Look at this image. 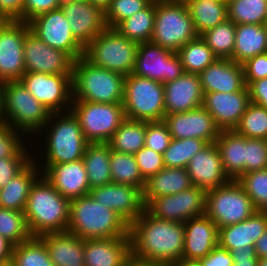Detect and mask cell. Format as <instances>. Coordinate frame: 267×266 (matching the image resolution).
<instances>
[{
  "instance_id": "60d3db41",
  "label": "cell",
  "mask_w": 267,
  "mask_h": 266,
  "mask_svg": "<svg viewBox=\"0 0 267 266\" xmlns=\"http://www.w3.org/2000/svg\"><path fill=\"white\" fill-rule=\"evenodd\" d=\"M236 25L226 19L200 37L211 48L218 59H231L235 43Z\"/></svg>"
},
{
  "instance_id": "34e18365",
  "label": "cell",
  "mask_w": 267,
  "mask_h": 266,
  "mask_svg": "<svg viewBox=\"0 0 267 266\" xmlns=\"http://www.w3.org/2000/svg\"><path fill=\"white\" fill-rule=\"evenodd\" d=\"M69 1H88V0H69Z\"/></svg>"
},
{
  "instance_id": "7402d4cb",
  "label": "cell",
  "mask_w": 267,
  "mask_h": 266,
  "mask_svg": "<svg viewBox=\"0 0 267 266\" xmlns=\"http://www.w3.org/2000/svg\"><path fill=\"white\" fill-rule=\"evenodd\" d=\"M186 170L192 184L205 192L225 185L230 178L224 172L221 154L215 142L208 143L188 163Z\"/></svg>"
},
{
  "instance_id": "30bf717a",
  "label": "cell",
  "mask_w": 267,
  "mask_h": 266,
  "mask_svg": "<svg viewBox=\"0 0 267 266\" xmlns=\"http://www.w3.org/2000/svg\"><path fill=\"white\" fill-rule=\"evenodd\" d=\"M70 107L89 143H108L114 132L126 119L123 103L73 100Z\"/></svg>"
},
{
  "instance_id": "4dcf8cb0",
  "label": "cell",
  "mask_w": 267,
  "mask_h": 266,
  "mask_svg": "<svg viewBox=\"0 0 267 266\" xmlns=\"http://www.w3.org/2000/svg\"><path fill=\"white\" fill-rule=\"evenodd\" d=\"M35 158L4 188L0 189V207L24 212L30 189L39 177L38 175L42 174L40 172L41 165L37 163L38 160Z\"/></svg>"
},
{
  "instance_id": "9a60e30c",
  "label": "cell",
  "mask_w": 267,
  "mask_h": 266,
  "mask_svg": "<svg viewBox=\"0 0 267 266\" xmlns=\"http://www.w3.org/2000/svg\"><path fill=\"white\" fill-rule=\"evenodd\" d=\"M206 192L191 186L177 194L154 198L145 209L154 217L181 222L205 214Z\"/></svg>"
},
{
  "instance_id": "2e32d148",
  "label": "cell",
  "mask_w": 267,
  "mask_h": 266,
  "mask_svg": "<svg viewBox=\"0 0 267 266\" xmlns=\"http://www.w3.org/2000/svg\"><path fill=\"white\" fill-rule=\"evenodd\" d=\"M30 31L50 47L66 52L74 61L84 56L61 8L40 14L28 22Z\"/></svg>"
},
{
  "instance_id": "f5cc1de1",
  "label": "cell",
  "mask_w": 267,
  "mask_h": 266,
  "mask_svg": "<svg viewBox=\"0 0 267 266\" xmlns=\"http://www.w3.org/2000/svg\"><path fill=\"white\" fill-rule=\"evenodd\" d=\"M19 135V131L7 124H0V158L12 157L24 146Z\"/></svg>"
},
{
  "instance_id": "db71d44e",
  "label": "cell",
  "mask_w": 267,
  "mask_h": 266,
  "mask_svg": "<svg viewBox=\"0 0 267 266\" xmlns=\"http://www.w3.org/2000/svg\"><path fill=\"white\" fill-rule=\"evenodd\" d=\"M244 80L248 87L253 81L267 77V52L258 54L242 63Z\"/></svg>"
},
{
  "instance_id": "7bdbcfd3",
  "label": "cell",
  "mask_w": 267,
  "mask_h": 266,
  "mask_svg": "<svg viewBox=\"0 0 267 266\" xmlns=\"http://www.w3.org/2000/svg\"><path fill=\"white\" fill-rule=\"evenodd\" d=\"M208 143L197 138L173 139L163 153L165 167L186 168L191 158Z\"/></svg>"
},
{
  "instance_id": "7a4b0ae2",
  "label": "cell",
  "mask_w": 267,
  "mask_h": 266,
  "mask_svg": "<svg viewBox=\"0 0 267 266\" xmlns=\"http://www.w3.org/2000/svg\"><path fill=\"white\" fill-rule=\"evenodd\" d=\"M69 211L70 200L64 198L43 174L39 175L30 189L24 210L32 236L67 231Z\"/></svg>"
},
{
  "instance_id": "ac0fdd59",
  "label": "cell",
  "mask_w": 267,
  "mask_h": 266,
  "mask_svg": "<svg viewBox=\"0 0 267 266\" xmlns=\"http://www.w3.org/2000/svg\"><path fill=\"white\" fill-rule=\"evenodd\" d=\"M89 194L98 203L114 210L129 225L145 210L143 190L131 185L112 182L90 189Z\"/></svg>"
},
{
  "instance_id": "4fadbf2b",
  "label": "cell",
  "mask_w": 267,
  "mask_h": 266,
  "mask_svg": "<svg viewBox=\"0 0 267 266\" xmlns=\"http://www.w3.org/2000/svg\"><path fill=\"white\" fill-rule=\"evenodd\" d=\"M184 73L185 70L177 52L152 42L139 43L133 75L166 84Z\"/></svg>"
},
{
  "instance_id": "7dc6e473",
  "label": "cell",
  "mask_w": 267,
  "mask_h": 266,
  "mask_svg": "<svg viewBox=\"0 0 267 266\" xmlns=\"http://www.w3.org/2000/svg\"><path fill=\"white\" fill-rule=\"evenodd\" d=\"M152 0H112L104 12L105 24L115 28L121 21L145 9Z\"/></svg>"
},
{
  "instance_id": "d4e9b609",
  "label": "cell",
  "mask_w": 267,
  "mask_h": 266,
  "mask_svg": "<svg viewBox=\"0 0 267 266\" xmlns=\"http://www.w3.org/2000/svg\"><path fill=\"white\" fill-rule=\"evenodd\" d=\"M184 228V260L199 261L218 245V226L206 214L185 221Z\"/></svg>"
},
{
  "instance_id": "9f6ffc18",
  "label": "cell",
  "mask_w": 267,
  "mask_h": 266,
  "mask_svg": "<svg viewBox=\"0 0 267 266\" xmlns=\"http://www.w3.org/2000/svg\"><path fill=\"white\" fill-rule=\"evenodd\" d=\"M198 262L200 266H234L231 252L219 244Z\"/></svg>"
},
{
  "instance_id": "d590c367",
  "label": "cell",
  "mask_w": 267,
  "mask_h": 266,
  "mask_svg": "<svg viewBox=\"0 0 267 266\" xmlns=\"http://www.w3.org/2000/svg\"><path fill=\"white\" fill-rule=\"evenodd\" d=\"M156 14V1H152L145 9L121 21L115 29L124 37L137 43L150 42Z\"/></svg>"
},
{
  "instance_id": "3957f363",
  "label": "cell",
  "mask_w": 267,
  "mask_h": 266,
  "mask_svg": "<svg viewBox=\"0 0 267 266\" xmlns=\"http://www.w3.org/2000/svg\"><path fill=\"white\" fill-rule=\"evenodd\" d=\"M129 224L114 210L95 201L90 194L70 201L68 232L86 239L129 235Z\"/></svg>"
},
{
  "instance_id": "7c38bea8",
  "label": "cell",
  "mask_w": 267,
  "mask_h": 266,
  "mask_svg": "<svg viewBox=\"0 0 267 266\" xmlns=\"http://www.w3.org/2000/svg\"><path fill=\"white\" fill-rule=\"evenodd\" d=\"M19 81L51 113L70 110L73 101L72 74L25 72Z\"/></svg>"
},
{
  "instance_id": "003e7915",
  "label": "cell",
  "mask_w": 267,
  "mask_h": 266,
  "mask_svg": "<svg viewBox=\"0 0 267 266\" xmlns=\"http://www.w3.org/2000/svg\"><path fill=\"white\" fill-rule=\"evenodd\" d=\"M137 266H169V264L163 262L137 260Z\"/></svg>"
},
{
  "instance_id": "836d02e7",
  "label": "cell",
  "mask_w": 267,
  "mask_h": 266,
  "mask_svg": "<svg viewBox=\"0 0 267 266\" xmlns=\"http://www.w3.org/2000/svg\"><path fill=\"white\" fill-rule=\"evenodd\" d=\"M111 147L108 143H89L83 161L90 189L112 183L110 170Z\"/></svg>"
},
{
  "instance_id": "f6af8a7d",
  "label": "cell",
  "mask_w": 267,
  "mask_h": 266,
  "mask_svg": "<svg viewBox=\"0 0 267 266\" xmlns=\"http://www.w3.org/2000/svg\"><path fill=\"white\" fill-rule=\"evenodd\" d=\"M235 130L246 138L267 140V109L251 102Z\"/></svg>"
},
{
  "instance_id": "5bb4252c",
  "label": "cell",
  "mask_w": 267,
  "mask_h": 266,
  "mask_svg": "<svg viewBox=\"0 0 267 266\" xmlns=\"http://www.w3.org/2000/svg\"><path fill=\"white\" fill-rule=\"evenodd\" d=\"M29 24L19 20H4L0 24V83L19 81L25 73L24 38Z\"/></svg>"
},
{
  "instance_id": "8d00e7d4",
  "label": "cell",
  "mask_w": 267,
  "mask_h": 266,
  "mask_svg": "<svg viewBox=\"0 0 267 266\" xmlns=\"http://www.w3.org/2000/svg\"><path fill=\"white\" fill-rule=\"evenodd\" d=\"M146 121L125 119L108 141L112 150L135 155L145 146Z\"/></svg>"
},
{
  "instance_id": "681fc988",
  "label": "cell",
  "mask_w": 267,
  "mask_h": 266,
  "mask_svg": "<svg viewBox=\"0 0 267 266\" xmlns=\"http://www.w3.org/2000/svg\"><path fill=\"white\" fill-rule=\"evenodd\" d=\"M24 146L12 157L0 158V189L20 173L32 160L30 154Z\"/></svg>"
},
{
  "instance_id": "be15d7a7",
  "label": "cell",
  "mask_w": 267,
  "mask_h": 266,
  "mask_svg": "<svg viewBox=\"0 0 267 266\" xmlns=\"http://www.w3.org/2000/svg\"><path fill=\"white\" fill-rule=\"evenodd\" d=\"M4 92L3 83H0V124H4Z\"/></svg>"
},
{
  "instance_id": "4316f807",
  "label": "cell",
  "mask_w": 267,
  "mask_h": 266,
  "mask_svg": "<svg viewBox=\"0 0 267 266\" xmlns=\"http://www.w3.org/2000/svg\"><path fill=\"white\" fill-rule=\"evenodd\" d=\"M203 93L235 92L247 88L242 64L231 59H217L200 74Z\"/></svg>"
},
{
  "instance_id": "e575fe53",
  "label": "cell",
  "mask_w": 267,
  "mask_h": 266,
  "mask_svg": "<svg viewBox=\"0 0 267 266\" xmlns=\"http://www.w3.org/2000/svg\"><path fill=\"white\" fill-rule=\"evenodd\" d=\"M186 5L198 36L227 19L224 0H190Z\"/></svg>"
},
{
  "instance_id": "5b68a950",
  "label": "cell",
  "mask_w": 267,
  "mask_h": 266,
  "mask_svg": "<svg viewBox=\"0 0 267 266\" xmlns=\"http://www.w3.org/2000/svg\"><path fill=\"white\" fill-rule=\"evenodd\" d=\"M44 130L47 132L45 133L47 145L45 144L44 159H46L43 162L45 163L43 171L52 164L68 163L83 158L89 142L85 139L79 121L71 110L51 113L40 132Z\"/></svg>"
},
{
  "instance_id": "e7e4bbea",
  "label": "cell",
  "mask_w": 267,
  "mask_h": 266,
  "mask_svg": "<svg viewBox=\"0 0 267 266\" xmlns=\"http://www.w3.org/2000/svg\"><path fill=\"white\" fill-rule=\"evenodd\" d=\"M90 1L93 5L99 7L103 12L109 7L110 2L112 0H88Z\"/></svg>"
},
{
  "instance_id": "816d5d0a",
  "label": "cell",
  "mask_w": 267,
  "mask_h": 266,
  "mask_svg": "<svg viewBox=\"0 0 267 266\" xmlns=\"http://www.w3.org/2000/svg\"><path fill=\"white\" fill-rule=\"evenodd\" d=\"M134 157L140 173L145 180L160 172L165 167L163 154L157 153L146 146L140 149Z\"/></svg>"
},
{
  "instance_id": "ab89813d",
  "label": "cell",
  "mask_w": 267,
  "mask_h": 266,
  "mask_svg": "<svg viewBox=\"0 0 267 266\" xmlns=\"http://www.w3.org/2000/svg\"><path fill=\"white\" fill-rule=\"evenodd\" d=\"M267 17V0H229L227 19L235 25H263Z\"/></svg>"
},
{
  "instance_id": "c3c4849f",
  "label": "cell",
  "mask_w": 267,
  "mask_h": 266,
  "mask_svg": "<svg viewBox=\"0 0 267 266\" xmlns=\"http://www.w3.org/2000/svg\"><path fill=\"white\" fill-rule=\"evenodd\" d=\"M267 169V140L245 137V173Z\"/></svg>"
},
{
  "instance_id": "bcb514c9",
  "label": "cell",
  "mask_w": 267,
  "mask_h": 266,
  "mask_svg": "<svg viewBox=\"0 0 267 266\" xmlns=\"http://www.w3.org/2000/svg\"><path fill=\"white\" fill-rule=\"evenodd\" d=\"M237 182L251 198L257 210L267 211V169L245 173Z\"/></svg>"
},
{
  "instance_id": "484cf974",
  "label": "cell",
  "mask_w": 267,
  "mask_h": 266,
  "mask_svg": "<svg viewBox=\"0 0 267 266\" xmlns=\"http://www.w3.org/2000/svg\"><path fill=\"white\" fill-rule=\"evenodd\" d=\"M130 259V235L84 240L85 266H126Z\"/></svg>"
},
{
  "instance_id": "680465c9",
  "label": "cell",
  "mask_w": 267,
  "mask_h": 266,
  "mask_svg": "<svg viewBox=\"0 0 267 266\" xmlns=\"http://www.w3.org/2000/svg\"><path fill=\"white\" fill-rule=\"evenodd\" d=\"M234 266H258V257L254 246H246L242 249L231 251Z\"/></svg>"
},
{
  "instance_id": "03108f58",
  "label": "cell",
  "mask_w": 267,
  "mask_h": 266,
  "mask_svg": "<svg viewBox=\"0 0 267 266\" xmlns=\"http://www.w3.org/2000/svg\"><path fill=\"white\" fill-rule=\"evenodd\" d=\"M169 266H200V264L198 261H187V260L181 259L179 261L169 264Z\"/></svg>"
},
{
  "instance_id": "ee69618b",
  "label": "cell",
  "mask_w": 267,
  "mask_h": 266,
  "mask_svg": "<svg viewBox=\"0 0 267 266\" xmlns=\"http://www.w3.org/2000/svg\"><path fill=\"white\" fill-rule=\"evenodd\" d=\"M0 235L14 246L32 238L24 212L0 207Z\"/></svg>"
},
{
  "instance_id": "8992f818",
  "label": "cell",
  "mask_w": 267,
  "mask_h": 266,
  "mask_svg": "<svg viewBox=\"0 0 267 266\" xmlns=\"http://www.w3.org/2000/svg\"><path fill=\"white\" fill-rule=\"evenodd\" d=\"M3 92L4 124L25 135L40 133L49 120L50 110L37 101L20 81L4 82Z\"/></svg>"
},
{
  "instance_id": "a7ac6f4b",
  "label": "cell",
  "mask_w": 267,
  "mask_h": 266,
  "mask_svg": "<svg viewBox=\"0 0 267 266\" xmlns=\"http://www.w3.org/2000/svg\"><path fill=\"white\" fill-rule=\"evenodd\" d=\"M258 266H267V257L258 258Z\"/></svg>"
},
{
  "instance_id": "94428289",
  "label": "cell",
  "mask_w": 267,
  "mask_h": 266,
  "mask_svg": "<svg viewBox=\"0 0 267 266\" xmlns=\"http://www.w3.org/2000/svg\"><path fill=\"white\" fill-rule=\"evenodd\" d=\"M14 245L0 235V264L7 263L12 260Z\"/></svg>"
},
{
  "instance_id": "91938a15",
  "label": "cell",
  "mask_w": 267,
  "mask_h": 266,
  "mask_svg": "<svg viewBox=\"0 0 267 266\" xmlns=\"http://www.w3.org/2000/svg\"><path fill=\"white\" fill-rule=\"evenodd\" d=\"M248 89L250 101L267 109V77L253 81Z\"/></svg>"
},
{
  "instance_id": "753ad0ef",
  "label": "cell",
  "mask_w": 267,
  "mask_h": 266,
  "mask_svg": "<svg viewBox=\"0 0 267 266\" xmlns=\"http://www.w3.org/2000/svg\"><path fill=\"white\" fill-rule=\"evenodd\" d=\"M263 26H264V28H265V30H266V32H267V17H266V19H265V21H264Z\"/></svg>"
},
{
  "instance_id": "ffe728a7",
  "label": "cell",
  "mask_w": 267,
  "mask_h": 266,
  "mask_svg": "<svg viewBox=\"0 0 267 266\" xmlns=\"http://www.w3.org/2000/svg\"><path fill=\"white\" fill-rule=\"evenodd\" d=\"M60 8L73 37L83 48L107 27L104 12L90 1L63 0Z\"/></svg>"
},
{
  "instance_id": "8c879c8a",
  "label": "cell",
  "mask_w": 267,
  "mask_h": 266,
  "mask_svg": "<svg viewBox=\"0 0 267 266\" xmlns=\"http://www.w3.org/2000/svg\"><path fill=\"white\" fill-rule=\"evenodd\" d=\"M0 266H15L12 261H9L7 263L0 264Z\"/></svg>"
},
{
  "instance_id": "f907efd6",
  "label": "cell",
  "mask_w": 267,
  "mask_h": 266,
  "mask_svg": "<svg viewBox=\"0 0 267 266\" xmlns=\"http://www.w3.org/2000/svg\"><path fill=\"white\" fill-rule=\"evenodd\" d=\"M172 140L164 121H146L145 146L163 154Z\"/></svg>"
},
{
  "instance_id": "f35d334b",
  "label": "cell",
  "mask_w": 267,
  "mask_h": 266,
  "mask_svg": "<svg viewBox=\"0 0 267 266\" xmlns=\"http://www.w3.org/2000/svg\"><path fill=\"white\" fill-rule=\"evenodd\" d=\"M185 73L200 74L218 58L200 36L189 41L178 51Z\"/></svg>"
},
{
  "instance_id": "11e5206c",
  "label": "cell",
  "mask_w": 267,
  "mask_h": 266,
  "mask_svg": "<svg viewBox=\"0 0 267 266\" xmlns=\"http://www.w3.org/2000/svg\"><path fill=\"white\" fill-rule=\"evenodd\" d=\"M4 20L0 17V24L3 22Z\"/></svg>"
},
{
  "instance_id": "74e56055",
  "label": "cell",
  "mask_w": 267,
  "mask_h": 266,
  "mask_svg": "<svg viewBox=\"0 0 267 266\" xmlns=\"http://www.w3.org/2000/svg\"><path fill=\"white\" fill-rule=\"evenodd\" d=\"M110 170L113 183L131 185L142 190L144 189L146 180L140 173L134 155L111 149Z\"/></svg>"
},
{
  "instance_id": "6da1fadb",
  "label": "cell",
  "mask_w": 267,
  "mask_h": 266,
  "mask_svg": "<svg viewBox=\"0 0 267 266\" xmlns=\"http://www.w3.org/2000/svg\"><path fill=\"white\" fill-rule=\"evenodd\" d=\"M131 257L171 264L183 259L184 223L159 219L146 209L129 226Z\"/></svg>"
},
{
  "instance_id": "8fae6325",
  "label": "cell",
  "mask_w": 267,
  "mask_h": 266,
  "mask_svg": "<svg viewBox=\"0 0 267 266\" xmlns=\"http://www.w3.org/2000/svg\"><path fill=\"white\" fill-rule=\"evenodd\" d=\"M255 208L237 180L206 192L205 214L218 226L234 225L253 215Z\"/></svg>"
},
{
  "instance_id": "d6986e66",
  "label": "cell",
  "mask_w": 267,
  "mask_h": 266,
  "mask_svg": "<svg viewBox=\"0 0 267 266\" xmlns=\"http://www.w3.org/2000/svg\"><path fill=\"white\" fill-rule=\"evenodd\" d=\"M203 94L202 106L213 117L220 131L235 130L251 103L248 87L245 90L229 93L207 92Z\"/></svg>"
},
{
  "instance_id": "44dd1931",
  "label": "cell",
  "mask_w": 267,
  "mask_h": 266,
  "mask_svg": "<svg viewBox=\"0 0 267 266\" xmlns=\"http://www.w3.org/2000/svg\"><path fill=\"white\" fill-rule=\"evenodd\" d=\"M163 121L173 139L197 138L212 143L220 133L213 117L203 106L187 112L165 115Z\"/></svg>"
},
{
  "instance_id": "9c48e42d",
  "label": "cell",
  "mask_w": 267,
  "mask_h": 266,
  "mask_svg": "<svg viewBox=\"0 0 267 266\" xmlns=\"http://www.w3.org/2000/svg\"><path fill=\"white\" fill-rule=\"evenodd\" d=\"M123 107L127 119L163 121L164 85L133 74L125 76Z\"/></svg>"
},
{
  "instance_id": "f546056e",
  "label": "cell",
  "mask_w": 267,
  "mask_h": 266,
  "mask_svg": "<svg viewBox=\"0 0 267 266\" xmlns=\"http://www.w3.org/2000/svg\"><path fill=\"white\" fill-rule=\"evenodd\" d=\"M193 186L186 168L164 167L145 181L143 201L145 207L154 199L177 194Z\"/></svg>"
},
{
  "instance_id": "83f0119b",
  "label": "cell",
  "mask_w": 267,
  "mask_h": 266,
  "mask_svg": "<svg viewBox=\"0 0 267 266\" xmlns=\"http://www.w3.org/2000/svg\"><path fill=\"white\" fill-rule=\"evenodd\" d=\"M267 229V211L257 210L246 220L219 228L218 244L228 251L254 246Z\"/></svg>"
},
{
  "instance_id": "ba28073f",
  "label": "cell",
  "mask_w": 267,
  "mask_h": 266,
  "mask_svg": "<svg viewBox=\"0 0 267 266\" xmlns=\"http://www.w3.org/2000/svg\"><path fill=\"white\" fill-rule=\"evenodd\" d=\"M198 37L189 9L184 3L170 0L156 1L152 43L177 52Z\"/></svg>"
},
{
  "instance_id": "52a82bcc",
  "label": "cell",
  "mask_w": 267,
  "mask_h": 266,
  "mask_svg": "<svg viewBox=\"0 0 267 266\" xmlns=\"http://www.w3.org/2000/svg\"><path fill=\"white\" fill-rule=\"evenodd\" d=\"M139 43L106 27L85 48L84 57L93 65L124 76L132 74Z\"/></svg>"
},
{
  "instance_id": "11a10c76",
  "label": "cell",
  "mask_w": 267,
  "mask_h": 266,
  "mask_svg": "<svg viewBox=\"0 0 267 266\" xmlns=\"http://www.w3.org/2000/svg\"><path fill=\"white\" fill-rule=\"evenodd\" d=\"M63 0H24L23 21L28 23L36 16L60 8Z\"/></svg>"
},
{
  "instance_id": "b9f144b4",
  "label": "cell",
  "mask_w": 267,
  "mask_h": 266,
  "mask_svg": "<svg viewBox=\"0 0 267 266\" xmlns=\"http://www.w3.org/2000/svg\"><path fill=\"white\" fill-rule=\"evenodd\" d=\"M15 266H55L44 242L39 237L13 247L12 260Z\"/></svg>"
},
{
  "instance_id": "6125c7cd",
  "label": "cell",
  "mask_w": 267,
  "mask_h": 266,
  "mask_svg": "<svg viewBox=\"0 0 267 266\" xmlns=\"http://www.w3.org/2000/svg\"><path fill=\"white\" fill-rule=\"evenodd\" d=\"M255 251L258 258L267 257V229L263 235L256 241Z\"/></svg>"
},
{
  "instance_id": "1f68e13d",
  "label": "cell",
  "mask_w": 267,
  "mask_h": 266,
  "mask_svg": "<svg viewBox=\"0 0 267 266\" xmlns=\"http://www.w3.org/2000/svg\"><path fill=\"white\" fill-rule=\"evenodd\" d=\"M215 143L224 172L230 180H237L245 174V137L236 130H224L220 131Z\"/></svg>"
},
{
  "instance_id": "e0dca14e",
  "label": "cell",
  "mask_w": 267,
  "mask_h": 266,
  "mask_svg": "<svg viewBox=\"0 0 267 266\" xmlns=\"http://www.w3.org/2000/svg\"><path fill=\"white\" fill-rule=\"evenodd\" d=\"M25 72L72 74L74 60L64 51L54 49L29 31L23 45Z\"/></svg>"
},
{
  "instance_id": "277c9868",
  "label": "cell",
  "mask_w": 267,
  "mask_h": 266,
  "mask_svg": "<svg viewBox=\"0 0 267 266\" xmlns=\"http://www.w3.org/2000/svg\"><path fill=\"white\" fill-rule=\"evenodd\" d=\"M125 76L97 67L84 56L74 61L72 98L94 103H123Z\"/></svg>"
},
{
  "instance_id": "2644e50d",
  "label": "cell",
  "mask_w": 267,
  "mask_h": 266,
  "mask_svg": "<svg viewBox=\"0 0 267 266\" xmlns=\"http://www.w3.org/2000/svg\"><path fill=\"white\" fill-rule=\"evenodd\" d=\"M170 1L187 4L190 0H170Z\"/></svg>"
},
{
  "instance_id": "6f0895ef",
  "label": "cell",
  "mask_w": 267,
  "mask_h": 266,
  "mask_svg": "<svg viewBox=\"0 0 267 266\" xmlns=\"http://www.w3.org/2000/svg\"><path fill=\"white\" fill-rule=\"evenodd\" d=\"M24 0H0V17L3 20L23 21Z\"/></svg>"
},
{
  "instance_id": "f1b7e54d",
  "label": "cell",
  "mask_w": 267,
  "mask_h": 266,
  "mask_svg": "<svg viewBox=\"0 0 267 266\" xmlns=\"http://www.w3.org/2000/svg\"><path fill=\"white\" fill-rule=\"evenodd\" d=\"M39 238L44 242L55 266H85L83 239L68 231L48 233Z\"/></svg>"
},
{
  "instance_id": "89a4df30",
  "label": "cell",
  "mask_w": 267,
  "mask_h": 266,
  "mask_svg": "<svg viewBox=\"0 0 267 266\" xmlns=\"http://www.w3.org/2000/svg\"><path fill=\"white\" fill-rule=\"evenodd\" d=\"M126 266H137V260L131 257L129 263Z\"/></svg>"
},
{
  "instance_id": "cb8c5ba5",
  "label": "cell",
  "mask_w": 267,
  "mask_h": 266,
  "mask_svg": "<svg viewBox=\"0 0 267 266\" xmlns=\"http://www.w3.org/2000/svg\"><path fill=\"white\" fill-rule=\"evenodd\" d=\"M163 85L165 115L191 111L203 105L199 74L184 73Z\"/></svg>"
},
{
  "instance_id": "d6a6232c",
  "label": "cell",
  "mask_w": 267,
  "mask_h": 266,
  "mask_svg": "<svg viewBox=\"0 0 267 266\" xmlns=\"http://www.w3.org/2000/svg\"><path fill=\"white\" fill-rule=\"evenodd\" d=\"M265 52H267V32L263 25H236L232 61L242 64L249 58Z\"/></svg>"
},
{
  "instance_id": "603a6c76",
  "label": "cell",
  "mask_w": 267,
  "mask_h": 266,
  "mask_svg": "<svg viewBox=\"0 0 267 266\" xmlns=\"http://www.w3.org/2000/svg\"><path fill=\"white\" fill-rule=\"evenodd\" d=\"M41 173L64 198L70 201L90 193L83 159L52 164Z\"/></svg>"
}]
</instances>
